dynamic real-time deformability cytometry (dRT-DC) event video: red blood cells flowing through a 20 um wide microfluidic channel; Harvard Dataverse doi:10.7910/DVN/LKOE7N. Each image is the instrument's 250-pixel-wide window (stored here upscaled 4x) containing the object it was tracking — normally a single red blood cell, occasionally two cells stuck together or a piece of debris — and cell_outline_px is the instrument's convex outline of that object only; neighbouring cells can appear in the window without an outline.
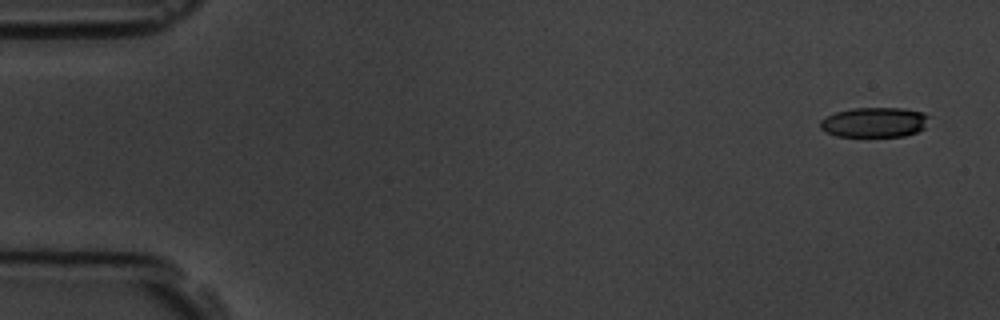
{"species": "common noctule bat (a hibernating species)", "species_latin": "Nyctalus noctula", "temperature_condition": "room temperature", "stored_images_in_passage": 15, "camera_frame_rate_fps": 3000, "um_per_image_px": 0.085, "animal": {"sex": "male", "body_mass_g": 19.5, "forearm_length_mm": 54.6}, "frame": {"image": 1, "passage_image": 1, "time_ms": 0.0, "image_size_px": [1000, 320], "cell_outline_px": [[932, 116], [924, 128], [916, 132], [904, 136], [836, 136], [820, 128], [820, 120], [836, 112], [852, 108], [900, 108], [924, 112]], "centroid_in_image_um": [74.37, 10.39], "position_along_channel_um": 10.6, "area_um2": 19.02}}
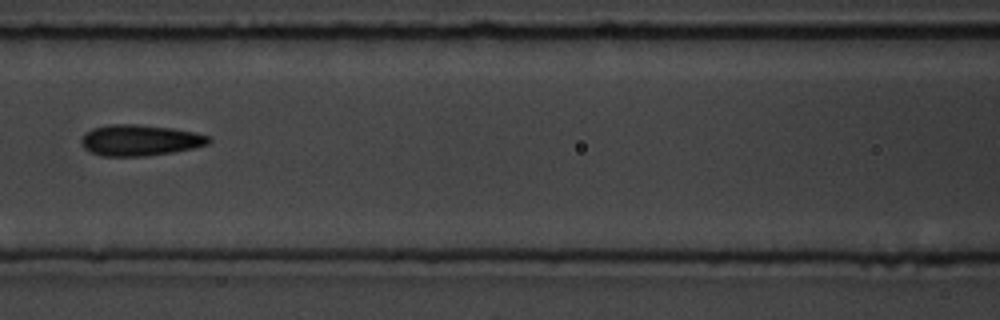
{"frame": {"image": 2, "passage_image": 7, "time_ms": 7.667, "image_size_px": [1000, 320], "cell_outline_px": [[212, 140], [208, 144], [192, 148], [172, 152], [148, 156], [104, 156], [92, 152], [84, 148], [80, 140], [84, 132], [92, 128], [112, 124], [136, 124], [172, 128], [196, 132], [212, 136]], "centroid_in_image_um": [11.91, 11.91], "position_along_channel_um": 154.7, "area_um2": 23.18}}
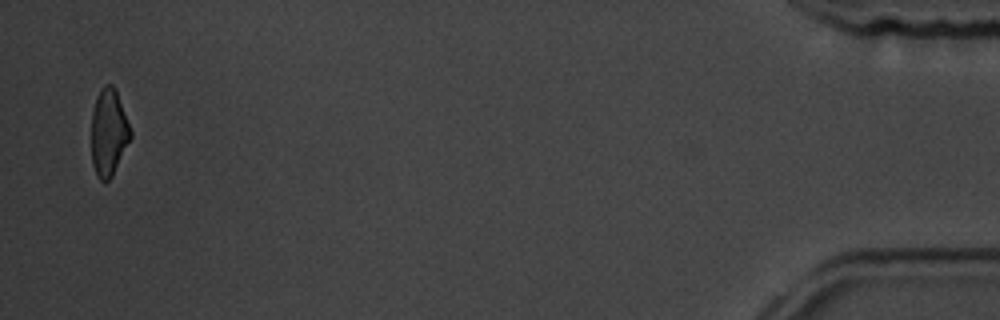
{"frame": {"image": 3, "passage_image": 15, "time_ms": 17.667, "image_size_px": [1000, 320], "cell_outline_px": [[132, 136], [112, 176], [108, 180], [100, 180], [96, 176], [92, 164], [92, 112], [96, 96], [100, 88], [104, 84], [112, 84], [116, 88], [132, 132]], "centroid_in_image_um": [9.24, 11.22], "position_along_channel_um": 426.0, "area_um2": 19.94}, "authors_computed_cell_mechanics": {"area_um2": 21.6172, "velocity_mm_per_s": 3.6187, "shape_relaxation_time_tau1_ms": 11.2402, "shape_relaxation_time_tau2_ms": 3.6317, "deformation_change_tau1": 0.1955, "deformation_change_tau2": 0.097}}